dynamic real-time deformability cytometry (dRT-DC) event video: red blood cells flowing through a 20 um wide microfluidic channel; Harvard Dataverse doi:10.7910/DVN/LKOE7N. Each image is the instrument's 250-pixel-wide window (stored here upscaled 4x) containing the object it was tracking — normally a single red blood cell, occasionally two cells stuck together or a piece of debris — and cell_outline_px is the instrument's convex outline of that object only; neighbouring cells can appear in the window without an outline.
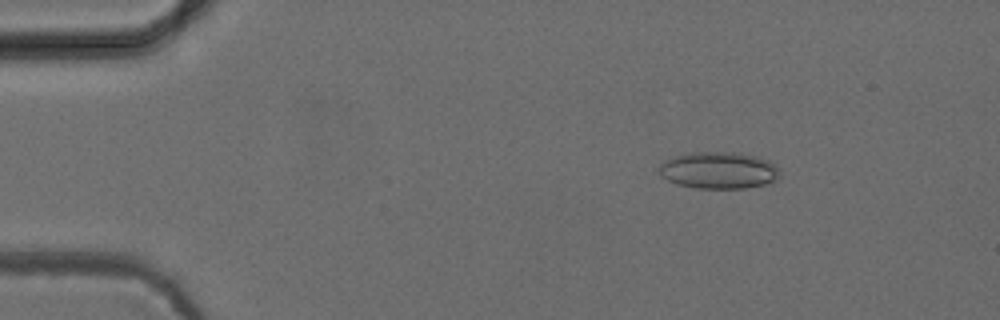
{"species": "common noctule bat (a hibernating species)", "species_latin": "Nyctalus noctula", "temperature_condition": "cold", "stored_images_in_passage": 52, "camera_frame_rate_fps": 3000, "um_per_image_px": 0.085, "animal": {"sex": "female", "body_mass_g": 24.6, "forearm_length_mm": 56.2}, "frame": {"image": 1, "passage_image": 8, "time_ms": 2.333, "image_size_px": [1000, 320], "cell_outline_px": [[780, 176], [776, 180], [764, 184], [744, 188], [696, 188], [676, 184], [660, 176], [656, 168], [664, 160], [676, 156], [696, 152], [736, 152], [756, 156], [768, 160], [776, 164], [780, 168]], "centroid_in_image_um": [61.09, 14.47], "position_along_channel_um": 23.9, "area_um2": 26.18}}
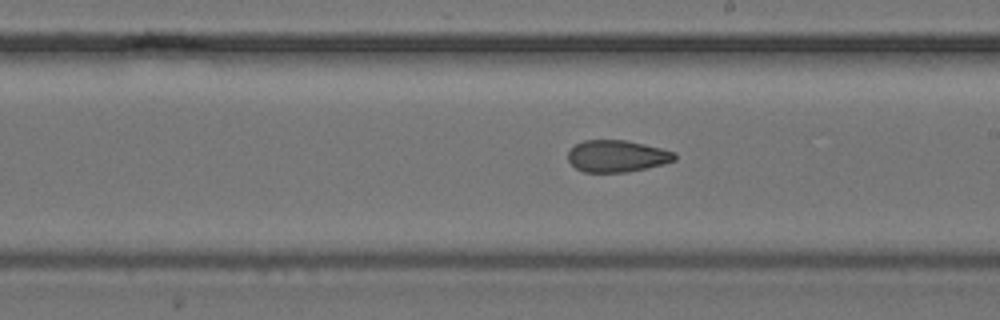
{"frame": {"image": 2, "passage_image": 30, "time_ms": 9.667, "image_size_px": [1000, 320], "cell_outline_px": [[676, 160], [664, 164], [648, 168], [628, 172], [584, 172], [576, 168], [568, 160], [568, 152], [576, 144], [584, 140], [624, 140], [644, 144], [676, 152]], "centroid_in_image_um": [52.46, 13.27], "position_along_channel_um": 236.5, "area_um2": 19.83}}
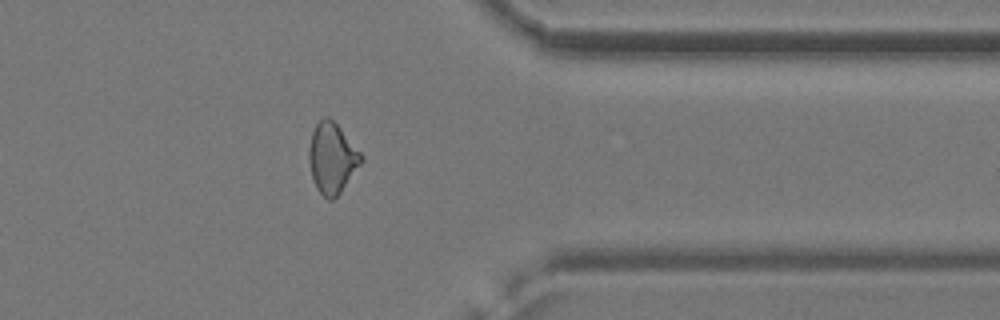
{"frame": {"image": 3, "passage_image": 42, "time_ms": 13.667, "image_size_px": [1000, 320], "cell_outline_px": [[364, 160], [340, 192], [332, 200], [328, 200], [316, 188], [312, 176], [308, 160], [308, 152], [312, 132], [316, 124], [324, 116], [328, 116], [340, 128], [364, 156]], "centroid_in_image_um": [28.22, 13.43], "position_along_channel_um": 383.2, "area_um2": 21.27}, "authors_computed_cell_mechanics": {"area_um2": 21.4438, "velocity_mm_per_s": 3.939, "shape_relaxation_time_tau1_ms": null, "shape_relaxation_time_tau2_ms": 2.199, "deformation_change_tau1": null, "deformation_change_tau2": 0.0895}}